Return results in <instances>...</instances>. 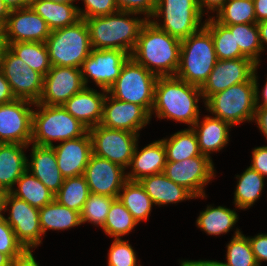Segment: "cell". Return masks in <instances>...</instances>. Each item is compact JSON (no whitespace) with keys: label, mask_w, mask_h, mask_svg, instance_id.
Here are the masks:
<instances>
[{"label":"cell","mask_w":267,"mask_h":266,"mask_svg":"<svg viewBox=\"0 0 267 266\" xmlns=\"http://www.w3.org/2000/svg\"><path fill=\"white\" fill-rule=\"evenodd\" d=\"M201 97L199 86L176 76L158 77L150 118L155 114L159 119L168 118L192 127L200 117L198 102Z\"/></svg>","instance_id":"cell-1"},{"label":"cell","mask_w":267,"mask_h":266,"mask_svg":"<svg viewBox=\"0 0 267 266\" xmlns=\"http://www.w3.org/2000/svg\"><path fill=\"white\" fill-rule=\"evenodd\" d=\"M180 49L181 40L147 20L131 57L157 77L175 76L180 64Z\"/></svg>","instance_id":"cell-2"},{"label":"cell","mask_w":267,"mask_h":266,"mask_svg":"<svg viewBox=\"0 0 267 266\" xmlns=\"http://www.w3.org/2000/svg\"><path fill=\"white\" fill-rule=\"evenodd\" d=\"M133 15L139 14L119 10L111 15L86 18L92 49H118L131 55L148 20Z\"/></svg>","instance_id":"cell-3"},{"label":"cell","mask_w":267,"mask_h":266,"mask_svg":"<svg viewBox=\"0 0 267 266\" xmlns=\"http://www.w3.org/2000/svg\"><path fill=\"white\" fill-rule=\"evenodd\" d=\"M32 114L31 144L52 147L55 141H65L83 136L88 128L75 119L62 106L35 103Z\"/></svg>","instance_id":"cell-4"},{"label":"cell","mask_w":267,"mask_h":266,"mask_svg":"<svg viewBox=\"0 0 267 266\" xmlns=\"http://www.w3.org/2000/svg\"><path fill=\"white\" fill-rule=\"evenodd\" d=\"M218 61L211 33L203 26L181 40L180 64L176 77L201 87Z\"/></svg>","instance_id":"cell-5"},{"label":"cell","mask_w":267,"mask_h":266,"mask_svg":"<svg viewBox=\"0 0 267 266\" xmlns=\"http://www.w3.org/2000/svg\"><path fill=\"white\" fill-rule=\"evenodd\" d=\"M51 66L81 68L92 46L84 19L73 25L51 31L46 40Z\"/></svg>","instance_id":"cell-6"},{"label":"cell","mask_w":267,"mask_h":266,"mask_svg":"<svg viewBox=\"0 0 267 266\" xmlns=\"http://www.w3.org/2000/svg\"><path fill=\"white\" fill-rule=\"evenodd\" d=\"M204 105L212 116L228 122L232 127L246 121L253 122L256 111L254 80L215 93Z\"/></svg>","instance_id":"cell-7"},{"label":"cell","mask_w":267,"mask_h":266,"mask_svg":"<svg viewBox=\"0 0 267 266\" xmlns=\"http://www.w3.org/2000/svg\"><path fill=\"white\" fill-rule=\"evenodd\" d=\"M203 16L198 0H157L149 20L170 36L183 40L204 26Z\"/></svg>","instance_id":"cell-8"},{"label":"cell","mask_w":267,"mask_h":266,"mask_svg":"<svg viewBox=\"0 0 267 266\" xmlns=\"http://www.w3.org/2000/svg\"><path fill=\"white\" fill-rule=\"evenodd\" d=\"M157 78L155 74L130 57L107 93L117 100L138 104L150 114Z\"/></svg>","instance_id":"cell-9"},{"label":"cell","mask_w":267,"mask_h":266,"mask_svg":"<svg viewBox=\"0 0 267 266\" xmlns=\"http://www.w3.org/2000/svg\"><path fill=\"white\" fill-rule=\"evenodd\" d=\"M95 156L108 159L125 170L129 168L140 134L97 125L88 129Z\"/></svg>","instance_id":"cell-10"},{"label":"cell","mask_w":267,"mask_h":266,"mask_svg":"<svg viewBox=\"0 0 267 266\" xmlns=\"http://www.w3.org/2000/svg\"><path fill=\"white\" fill-rule=\"evenodd\" d=\"M0 69L16 99L37 103L43 92L44 76L29 67L7 46L0 51Z\"/></svg>","instance_id":"cell-11"},{"label":"cell","mask_w":267,"mask_h":266,"mask_svg":"<svg viewBox=\"0 0 267 266\" xmlns=\"http://www.w3.org/2000/svg\"><path fill=\"white\" fill-rule=\"evenodd\" d=\"M163 173L195 198L203 199L206 197L205 185L216 175L212 158L202 154L177 162L166 161Z\"/></svg>","instance_id":"cell-12"},{"label":"cell","mask_w":267,"mask_h":266,"mask_svg":"<svg viewBox=\"0 0 267 266\" xmlns=\"http://www.w3.org/2000/svg\"><path fill=\"white\" fill-rule=\"evenodd\" d=\"M5 211H9L5 220L25 249L33 250L42 243L43 233L40 228L38 208L7 192L4 200V213Z\"/></svg>","instance_id":"cell-13"},{"label":"cell","mask_w":267,"mask_h":266,"mask_svg":"<svg viewBox=\"0 0 267 266\" xmlns=\"http://www.w3.org/2000/svg\"><path fill=\"white\" fill-rule=\"evenodd\" d=\"M32 105L23 99L0 104V143L31 144Z\"/></svg>","instance_id":"cell-14"},{"label":"cell","mask_w":267,"mask_h":266,"mask_svg":"<svg viewBox=\"0 0 267 266\" xmlns=\"http://www.w3.org/2000/svg\"><path fill=\"white\" fill-rule=\"evenodd\" d=\"M130 57L127 52L118 49H92L81 67L85 86L88 87V82L92 79L97 87L108 90Z\"/></svg>","instance_id":"cell-15"},{"label":"cell","mask_w":267,"mask_h":266,"mask_svg":"<svg viewBox=\"0 0 267 266\" xmlns=\"http://www.w3.org/2000/svg\"><path fill=\"white\" fill-rule=\"evenodd\" d=\"M257 64L247 57L218 60L208 79L200 87L205 102L211 95L253 79Z\"/></svg>","instance_id":"cell-16"},{"label":"cell","mask_w":267,"mask_h":266,"mask_svg":"<svg viewBox=\"0 0 267 266\" xmlns=\"http://www.w3.org/2000/svg\"><path fill=\"white\" fill-rule=\"evenodd\" d=\"M81 68L52 66L44 76L43 92L38 103L59 106L85 88Z\"/></svg>","instance_id":"cell-17"},{"label":"cell","mask_w":267,"mask_h":266,"mask_svg":"<svg viewBox=\"0 0 267 266\" xmlns=\"http://www.w3.org/2000/svg\"><path fill=\"white\" fill-rule=\"evenodd\" d=\"M91 193L118 198L127 181V172L108 159L91 155L83 174Z\"/></svg>","instance_id":"cell-18"},{"label":"cell","mask_w":267,"mask_h":266,"mask_svg":"<svg viewBox=\"0 0 267 266\" xmlns=\"http://www.w3.org/2000/svg\"><path fill=\"white\" fill-rule=\"evenodd\" d=\"M150 114L140 105L120 101L108 93L103 103L102 126L109 129L126 130L139 134L149 124Z\"/></svg>","instance_id":"cell-19"},{"label":"cell","mask_w":267,"mask_h":266,"mask_svg":"<svg viewBox=\"0 0 267 266\" xmlns=\"http://www.w3.org/2000/svg\"><path fill=\"white\" fill-rule=\"evenodd\" d=\"M51 29L45 20L31 7L10 10L5 24L6 43L42 42L45 43Z\"/></svg>","instance_id":"cell-20"},{"label":"cell","mask_w":267,"mask_h":266,"mask_svg":"<svg viewBox=\"0 0 267 266\" xmlns=\"http://www.w3.org/2000/svg\"><path fill=\"white\" fill-rule=\"evenodd\" d=\"M58 168L64 178L83 175L92 151V139L87 131L83 136L52 146Z\"/></svg>","instance_id":"cell-21"},{"label":"cell","mask_w":267,"mask_h":266,"mask_svg":"<svg viewBox=\"0 0 267 266\" xmlns=\"http://www.w3.org/2000/svg\"><path fill=\"white\" fill-rule=\"evenodd\" d=\"M85 87L73 95L62 106L75 119H78L88 129L101 124L103 118V103L107 90Z\"/></svg>","instance_id":"cell-22"},{"label":"cell","mask_w":267,"mask_h":266,"mask_svg":"<svg viewBox=\"0 0 267 266\" xmlns=\"http://www.w3.org/2000/svg\"><path fill=\"white\" fill-rule=\"evenodd\" d=\"M31 145V158L30 160L27 158V170L55 195L64 181L58 168L55 151L50 146Z\"/></svg>","instance_id":"cell-23"},{"label":"cell","mask_w":267,"mask_h":266,"mask_svg":"<svg viewBox=\"0 0 267 266\" xmlns=\"http://www.w3.org/2000/svg\"><path fill=\"white\" fill-rule=\"evenodd\" d=\"M138 142L127 173V180L139 181L144 177L162 173L166 165V150L162 139L155 140L140 151Z\"/></svg>","instance_id":"cell-24"},{"label":"cell","mask_w":267,"mask_h":266,"mask_svg":"<svg viewBox=\"0 0 267 266\" xmlns=\"http://www.w3.org/2000/svg\"><path fill=\"white\" fill-rule=\"evenodd\" d=\"M232 127L228 122L212 116H204L191 127L196 134L202 155L211 158L212 152H219L229 142V132Z\"/></svg>","instance_id":"cell-25"},{"label":"cell","mask_w":267,"mask_h":266,"mask_svg":"<svg viewBox=\"0 0 267 266\" xmlns=\"http://www.w3.org/2000/svg\"><path fill=\"white\" fill-rule=\"evenodd\" d=\"M30 145L0 143V188L10 192L17 180L27 170L24 149Z\"/></svg>","instance_id":"cell-26"},{"label":"cell","mask_w":267,"mask_h":266,"mask_svg":"<svg viewBox=\"0 0 267 266\" xmlns=\"http://www.w3.org/2000/svg\"><path fill=\"white\" fill-rule=\"evenodd\" d=\"M154 205L176 204L195 197L184 187L171 181L163 172L139 180Z\"/></svg>","instance_id":"cell-27"},{"label":"cell","mask_w":267,"mask_h":266,"mask_svg":"<svg viewBox=\"0 0 267 266\" xmlns=\"http://www.w3.org/2000/svg\"><path fill=\"white\" fill-rule=\"evenodd\" d=\"M30 7L45 20L51 31L73 25L81 19L78 6L73 3L31 0Z\"/></svg>","instance_id":"cell-28"},{"label":"cell","mask_w":267,"mask_h":266,"mask_svg":"<svg viewBox=\"0 0 267 266\" xmlns=\"http://www.w3.org/2000/svg\"><path fill=\"white\" fill-rule=\"evenodd\" d=\"M40 228L43 236L47 230H67L81 225L80 213L59 204L55 199L39 209Z\"/></svg>","instance_id":"cell-29"},{"label":"cell","mask_w":267,"mask_h":266,"mask_svg":"<svg viewBox=\"0 0 267 266\" xmlns=\"http://www.w3.org/2000/svg\"><path fill=\"white\" fill-rule=\"evenodd\" d=\"M208 18L204 21V27L211 33L217 59L226 60L245 57L239 46H236L235 24L223 25L217 22L214 16Z\"/></svg>","instance_id":"cell-30"},{"label":"cell","mask_w":267,"mask_h":266,"mask_svg":"<svg viewBox=\"0 0 267 266\" xmlns=\"http://www.w3.org/2000/svg\"><path fill=\"white\" fill-rule=\"evenodd\" d=\"M238 218L235 210L225 206L207 205L204 211H200L196 225L208 235H221L229 232L238 222Z\"/></svg>","instance_id":"cell-31"},{"label":"cell","mask_w":267,"mask_h":266,"mask_svg":"<svg viewBox=\"0 0 267 266\" xmlns=\"http://www.w3.org/2000/svg\"><path fill=\"white\" fill-rule=\"evenodd\" d=\"M118 199L132 214L138 224L149 218L152 206L154 205L139 181L127 180L119 192Z\"/></svg>","instance_id":"cell-32"},{"label":"cell","mask_w":267,"mask_h":266,"mask_svg":"<svg viewBox=\"0 0 267 266\" xmlns=\"http://www.w3.org/2000/svg\"><path fill=\"white\" fill-rule=\"evenodd\" d=\"M237 185L234 192L235 208L248 209L261 197L265 177L250 166L241 175H236Z\"/></svg>","instance_id":"cell-33"},{"label":"cell","mask_w":267,"mask_h":266,"mask_svg":"<svg viewBox=\"0 0 267 266\" xmlns=\"http://www.w3.org/2000/svg\"><path fill=\"white\" fill-rule=\"evenodd\" d=\"M10 193L38 209L54 200V194L34 175L26 170Z\"/></svg>","instance_id":"cell-34"},{"label":"cell","mask_w":267,"mask_h":266,"mask_svg":"<svg viewBox=\"0 0 267 266\" xmlns=\"http://www.w3.org/2000/svg\"><path fill=\"white\" fill-rule=\"evenodd\" d=\"M169 137L162 139L166 150V161L177 162L201 155L196 134L191 127Z\"/></svg>","instance_id":"cell-35"},{"label":"cell","mask_w":267,"mask_h":266,"mask_svg":"<svg viewBox=\"0 0 267 266\" xmlns=\"http://www.w3.org/2000/svg\"><path fill=\"white\" fill-rule=\"evenodd\" d=\"M6 44L17 57L43 76L51 69L46 43L26 41Z\"/></svg>","instance_id":"cell-36"},{"label":"cell","mask_w":267,"mask_h":266,"mask_svg":"<svg viewBox=\"0 0 267 266\" xmlns=\"http://www.w3.org/2000/svg\"><path fill=\"white\" fill-rule=\"evenodd\" d=\"M90 194L85 176L64 178L59 191L54 199L61 205L81 213L84 203Z\"/></svg>","instance_id":"cell-37"},{"label":"cell","mask_w":267,"mask_h":266,"mask_svg":"<svg viewBox=\"0 0 267 266\" xmlns=\"http://www.w3.org/2000/svg\"><path fill=\"white\" fill-rule=\"evenodd\" d=\"M137 225L138 223L132 214L121 201L116 198L110 206L102 230L104 234L112 238L114 237L113 239H119L129 234Z\"/></svg>","instance_id":"cell-38"},{"label":"cell","mask_w":267,"mask_h":266,"mask_svg":"<svg viewBox=\"0 0 267 266\" xmlns=\"http://www.w3.org/2000/svg\"><path fill=\"white\" fill-rule=\"evenodd\" d=\"M215 17L214 19L223 25L256 23L254 1L227 0Z\"/></svg>","instance_id":"cell-39"},{"label":"cell","mask_w":267,"mask_h":266,"mask_svg":"<svg viewBox=\"0 0 267 266\" xmlns=\"http://www.w3.org/2000/svg\"><path fill=\"white\" fill-rule=\"evenodd\" d=\"M235 40L236 46H239L241 53L259 65V56L263 50L260 44L257 23L235 24Z\"/></svg>","instance_id":"cell-40"},{"label":"cell","mask_w":267,"mask_h":266,"mask_svg":"<svg viewBox=\"0 0 267 266\" xmlns=\"http://www.w3.org/2000/svg\"><path fill=\"white\" fill-rule=\"evenodd\" d=\"M226 264L228 266H258L248 236L236 227L234 236L227 244Z\"/></svg>","instance_id":"cell-41"},{"label":"cell","mask_w":267,"mask_h":266,"mask_svg":"<svg viewBox=\"0 0 267 266\" xmlns=\"http://www.w3.org/2000/svg\"><path fill=\"white\" fill-rule=\"evenodd\" d=\"M115 199L116 198L90 192L80 213L81 224L88 222L102 228L110 206Z\"/></svg>","instance_id":"cell-42"},{"label":"cell","mask_w":267,"mask_h":266,"mask_svg":"<svg viewBox=\"0 0 267 266\" xmlns=\"http://www.w3.org/2000/svg\"><path fill=\"white\" fill-rule=\"evenodd\" d=\"M108 251L107 266H142L129 240L114 239Z\"/></svg>","instance_id":"cell-43"},{"label":"cell","mask_w":267,"mask_h":266,"mask_svg":"<svg viewBox=\"0 0 267 266\" xmlns=\"http://www.w3.org/2000/svg\"><path fill=\"white\" fill-rule=\"evenodd\" d=\"M26 249L17 240L12 227L0 217V252L8 255L12 260L21 255Z\"/></svg>","instance_id":"cell-44"},{"label":"cell","mask_w":267,"mask_h":266,"mask_svg":"<svg viewBox=\"0 0 267 266\" xmlns=\"http://www.w3.org/2000/svg\"><path fill=\"white\" fill-rule=\"evenodd\" d=\"M85 8H79L78 11L82 19L96 16L111 15L118 10L116 0H81Z\"/></svg>","instance_id":"cell-45"},{"label":"cell","mask_w":267,"mask_h":266,"mask_svg":"<svg viewBox=\"0 0 267 266\" xmlns=\"http://www.w3.org/2000/svg\"><path fill=\"white\" fill-rule=\"evenodd\" d=\"M157 0H116L118 10L143 14L146 19L153 15Z\"/></svg>","instance_id":"cell-46"},{"label":"cell","mask_w":267,"mask_h":266,"mask_svg":"<svg viewBox=\"0 0 267 266\" xmlns=\"http://www.w3.org/2000/svg\"><path fill=\"white\" fill-rule=\"evenodd\" d=\"M248 239L251 244L252 252L254 253L255 260L258 266L264 261L267 262V233L257 234L254 237H249Z\"/></svg>","instance_id":"cell-47"},{"label":"cell","mask_w":267,"mask_h":266,"mask_svg":"<svg viewBox=\"0 0 267 266\" xmlns=\"http://www.w3.org/2000/svg\"><path fill=\"white\" fill-rule=\"evenodd\" d=\"M250 167L267 177V145L255 147L252 151Z\"/></svg>","instance_id":"cell-48"},{"label":"cell","mask_w":267,"mask_h":266,"mask_svg":"<svg viewBox=\"0 0 267 266\" xmlns=\"http://www.w3.org/2000/svg\"><path fill=\"white\" fill-rule=\"evenodd\" d=\"M32 252V249H26L11 261L10 266H39L40 264L36 261Z\"/></svg>","instance_id":"cell-49"},{"label":"cell","mask_w":267,"mask_h":266,"mask_svg":"<svg viewBox=\"0 0 267 266\" xmlns=\"http://www.w3.org/2000/svg\"><path fill=\"white\" fill-rule=\"evenodd\" d=\"M15 98L9 82L0 69V104L13 101Z\"/></svg>","instance_id":"cell-50"},{"label":"cell","mask_w":267,"mask_h":266,"mask_svg":"<svg viewBox=\"0 0 267 266\" xmlns=\"http://www.w3.org/2000/svg\"><path fill=\"white\" fill-rule=\"evenodd\" d=\"M254 120L267 140V107H256Z\"/></svg>","instance_id":"cell-51"},{"label":"cell","mask_w":267,"mask_h":266,"mask_svg":"<svg viewBox=\"0 0 267 266\" xmlns=\"http://www.w3.org/2000/svg\"><path fill=\"white\" fill-rule=\"evenodd\" d=\"M260 65H257V67L255 68V71H254V74H253V80H254V84H255V104H256V107H267V78H266V82H265V85L263 87V90H262V100L260 102V91H259V83H258V76H257V69Z\"/></svg>","instance_id":"cell-52"},{"label":"cell","mask_w":267,"mask_h":266,"mask_svg":"<svg viewBox=\"0 0 267 266\" xmlns=\"http://www.w3.org/2000/svg\"><path fill=\"white\" fill-rule=\"evenodd\" d=\"M226 1L227 0H198V5L203 14L205 13L204 8L207 10L206 13H209V11L210 13H214L217 12Z\"/></svg>","instance_id":"cell-53"},{"label":"cell","mask_w":267,"mask_h":266,"mask_svg":"<svg viewBox=\"0 0 267 266\" xmlns=\"http://www.w3.org/2000/svg\"><path fill=\"white\" fill-rule=\"evenodd\" d=\"M256 23L267 20V0H253Z\"/></svg>","instance_id":"cell-54"},{"label":"cell","mask_w":267,"mask_h":266,"mask_svg":"<svg viewBox=\"0 0 267 266\" xmlns=\"http://www.w3.org/2000/svg\"><path fill=\"white\" fill-rule=\"evenodd\" d=\"M180 266H228L225 262L218 260H182Z\"/></svg>","instance_id":"cell-55"},{"label":"cell","mask_w":267,"mask_h":266,"mask_svg":"<svg viewBox=\"0 0 267 266\" xmlns=\"http://www.w3.org/2000/svg\"><path fill=\"white\" fill-rule=\"evenodd\" d=\"M9 10L30 7L31 0H2Z\"/></svg>","instance_id":"cell-56"},{"label":"cell","mask_w":267,"mask_h":266,"mask_svg":"<svg viewBox=\"0 0 267 266\" xmlns=\"http://www.w3.org/2000/svg\"><path fill=\"white\" fill-rule=\"evenodd\" d=\"M259 28V37L262 50H265V44L267 45V20L257 23ZM265 43V44H264Z\"/></svg>","instance_id":"cell-57"},{"label":"cell","mask_w":267,"mask_h":266,"mask_svg":"<svg viewBox=\"0 0 267 266\" xmlns=\"http://www.w3.org/2000/svg\"><path fill=\"white\" fill-rule=\"evenodd\" d=\"M9 14H10L9 8L5 5V3L2 0H0V22L6 24Z\"/></svg>","instance_id":"cell-58"},{"label":"cell","mask_w":267,"mask_h":266,"mask_svg":"<svg viewBox=\"0 0 267 266\" xmlns=\"http://www.w3.org/2000/svg\"><path fill=\"white\" fill-rule=\"evenodd\" d=\"M7 46L5 40V24L0 22V51Z\"/></svg>","instance_id":"cell-59"},{"label":"cell","mask_w":267,"mask_h":266,"mask_svg":"<svg viewBox=\"0 0 267 266\" xmlns=\"http://www.w3.org/2000/svg\"><path fill=\"white\" fill-rule=\"evenodd\" d=\"M11 261L12 259L8 255L0 252V266H10Z\"/></svg>","instance_id":"cell-60"},{"label":"cell","mask_w":267,"mask_h":266,"mask_svg":"<svg viewBox=\"0 0 267 266\" xmlns=\"http://www.w3.org/2000/svg\"><path fill=\"white\" fill-rule=\"evenodd\" d=\"M6 191L4 189L0 188V217L4 216V200H5V195ZM3 212V213H2Z\"/></svg>","instance_id":"cell-61"},{"label":"cell","mask_w":267,"mask_h":266,"mask_svg":"<svg viewBox=\"0 0 267 266\" xmlns=\"http://www.w3.org/2000/svg\"><path fill=\"white\" fill-rule=\"evenodd\" d=\"M48 1H52L55 3H74L77 0H48Z\"/></svg>","instance_id":"cell-62"}]
</instances>
